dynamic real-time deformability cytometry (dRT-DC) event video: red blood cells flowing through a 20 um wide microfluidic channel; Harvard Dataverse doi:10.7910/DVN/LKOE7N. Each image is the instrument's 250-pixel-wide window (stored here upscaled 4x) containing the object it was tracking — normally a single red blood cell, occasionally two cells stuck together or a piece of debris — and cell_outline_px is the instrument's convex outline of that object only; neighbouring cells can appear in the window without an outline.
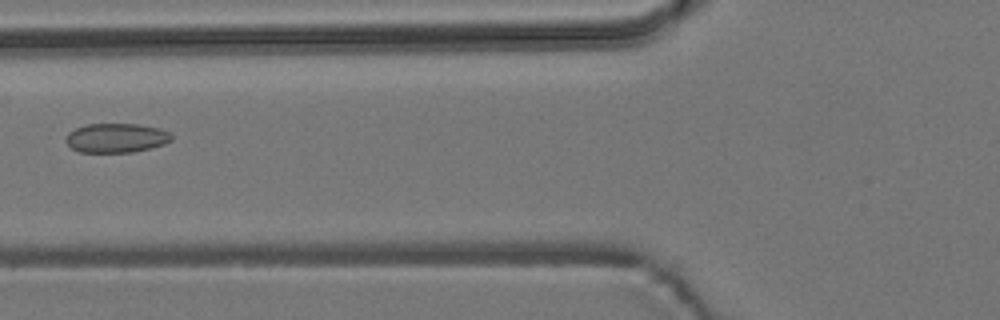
{"species": "common noctule bat (a hibernating species)", "species_latin": "Nyctalus noctula", "temperature_condition": "room temperature", "stored_images_in_passage": 6, "camera_frame_rate_fps": 3000, "um_per_image_px": 0.085, "animal": {"sex": "male", "body_mass_g": 19.2, "forearm_length_mm": 51.8}, "frame": {"image": 1, "passage_image": 6, "time_ms": 6.667, "image_size_px": [1000, 320], "cell_outline_px": [[172, 140], [164, 144], [132, 152], [80, 152], [72, 148], [64, 140], [68, 132], [76, 128], [88, 124], [140, 124], [160, 128], [172, 132]], "centroid_in_image_um": [9.9, 11.71], "position_along_channel_um": 115.9, "area_um2": 18.09}}